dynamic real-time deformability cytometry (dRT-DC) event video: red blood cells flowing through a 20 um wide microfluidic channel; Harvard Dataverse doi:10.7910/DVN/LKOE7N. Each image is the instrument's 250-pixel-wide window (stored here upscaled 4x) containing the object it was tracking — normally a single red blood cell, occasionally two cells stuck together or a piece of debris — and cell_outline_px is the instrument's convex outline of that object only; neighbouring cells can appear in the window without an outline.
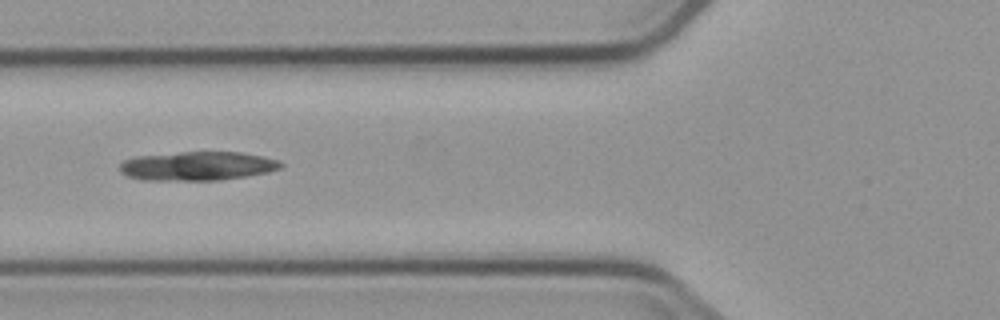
{"species": "common noctule bat (a hibernating species)", "species_latin": "Nyctalus noctula", "temperature_condition": "cold", "stored_images_in_passage": 3, "camera_frame_rate_fps": 3000, "um_per_image_px": 0.085, "animal": {"sex": "male", "body_mass_g": 23.1, "forearm_length_mm": 52.7}, "frame": {"image": 1, "passage_image": 3, "time_ms": 2.333, "image_size_px": [1000, 320], "cell_outline_px": [[284, 164], [280, 168], [268, 172], [220, 180], [144, 180], [128, 176], [120, 172], [120, 164], [124, 160], [136, 156], [180, 152], [240, 152], [264, 156], [280, 160]], "centroid_in_image_um": [16.8, 14.1], "position_along_channel_um": 109.0, "area_um2": 27.17}}